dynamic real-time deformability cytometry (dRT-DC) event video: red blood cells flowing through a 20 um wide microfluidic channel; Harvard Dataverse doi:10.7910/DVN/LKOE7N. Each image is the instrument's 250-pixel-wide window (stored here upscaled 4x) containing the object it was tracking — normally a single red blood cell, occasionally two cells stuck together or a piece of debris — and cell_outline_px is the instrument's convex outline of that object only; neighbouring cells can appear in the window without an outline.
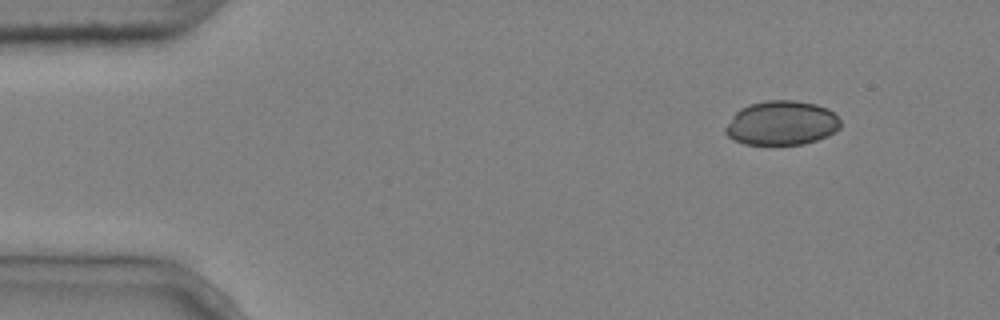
{"species": "common noctule bat (a hibernating species)", "species_latin": "Nyctalus noctula", "temperature_condition": "cold", "stored_images_in_passage": 4, "camera_frame_rate_fps": 3000, "um_per_image_px": 0.085, "animal": {"sex": "male", "body_mass_g": 20.4}, "frame": {"image": 1, "passage_image": 1, "time_ms": 0.0, "image_size_px": [1000, 320], "cell_outline_px": [[840, 128], [836, 132], [828, 136], [804, 144], [744, 144], [732, 140], [724, 132], [724, 128], [732, 116], [740, 108], [748, 104], [764, 100], [796, 100], [816, 104], [828, 108], [840, 120]], "centroid_in_image_um": [66.42, 10.45], "position_along_channel_um": 18.6, "area_um2": 30.0}}
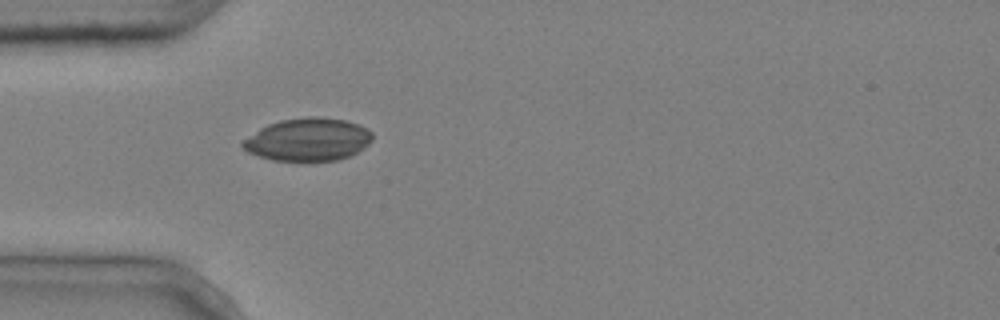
{"frame": {"image": 2, "passage_image": 4, "time_ms": 1.0, "image_size_px": [1000, 320], "cell_outline_px": [[372, 140], [364, 148], [348, 156], [336, 160], [308, 164], [300, 164], [272, 160], [248, 152], [240, 144], [244, 140], [260, 128], [268, 124], [280, 120], [308, 116], [316, 116], [344, 120], [368, 128], [372, 132]], "centroid_in_image_um": [26.18, 11.9], "position_along_channel_um": 58.8, "area_um2": 33.06}}